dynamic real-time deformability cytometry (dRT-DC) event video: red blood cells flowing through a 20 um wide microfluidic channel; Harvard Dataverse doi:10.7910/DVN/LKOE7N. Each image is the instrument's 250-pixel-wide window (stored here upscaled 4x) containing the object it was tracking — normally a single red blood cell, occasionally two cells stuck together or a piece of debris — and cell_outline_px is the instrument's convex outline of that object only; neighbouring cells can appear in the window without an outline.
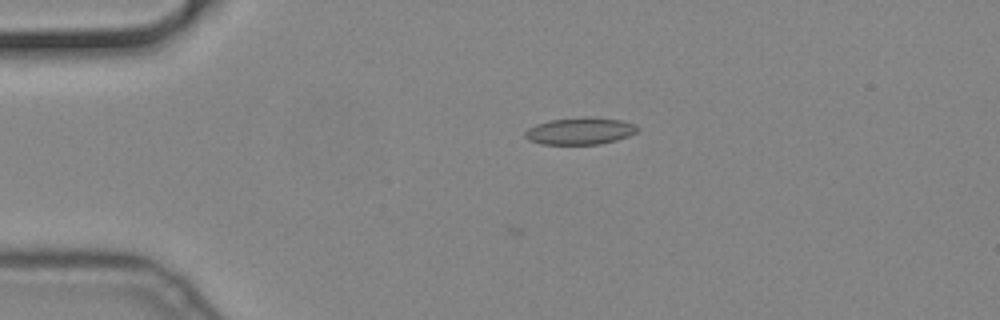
{"species": "common noctule bat (a hibernating species)", "species_latin": "Nyctalus noctula", "temperature_condition": "cold", "stored_images_in_passage": 3, "camera_frame_rate_fps": 3000, "um_per_image_px": 0.085, "animal": {"sex": "male", "body_mass_g": 19.2, "forearm_length_mm": 51.8}, "frame": {"image": 1, "passage_image": 1, "time_ms": 0.0, "image_size_px": [1000, 320], "cell_outline_px": [[640, 128], [636, 132], [628, 136], [616, 140], [600, 144], [540, 144], [528, 140], [524, 136], [524, 132], [528, 128], [536, 124], [552, 120], [584, 116], [596, 116], [620, 120], [636, 124]], "centroid_in_image_um": [49.32, 11.12], "position_along_channel_um": 35.7, "area_um2": 17.92}}